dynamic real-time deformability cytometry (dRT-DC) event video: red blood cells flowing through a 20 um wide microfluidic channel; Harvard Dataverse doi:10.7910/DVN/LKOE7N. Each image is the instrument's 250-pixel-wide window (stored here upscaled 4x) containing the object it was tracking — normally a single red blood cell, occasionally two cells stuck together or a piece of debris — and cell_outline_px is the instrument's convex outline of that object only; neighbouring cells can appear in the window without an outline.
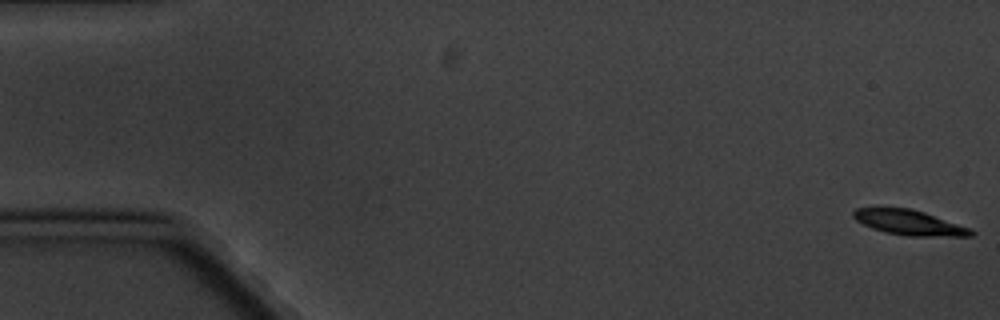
{"species": "common noctule bat (a hibernating species)", "species_latin": "Nyctalus noctula", "temperature_condition": "cold", "stored_images_in_passage": 9, "camera_frame_rate_fps": 3000, "um_per_image_px": 0.085, "animal": {"sex": "male", "body_mass_g": 20.1, "forearm_length_mm": 53.5}, "frame": {"image": 1, "passage_image": 1, "time_ms": 0.0, "image_size_px": [1000, 320], "cell_outline_px": [[976, 232], [972, 236], [908, 236], [884, 232], [872, 228], [856, 220], [852, 216], [852, 212], [856, 208], [912, 208], [972, 228]], "centroid_in_image_um": [77.32, 18.92], "position_along_channel_um": 7.7, "area_um2": 17.22}}
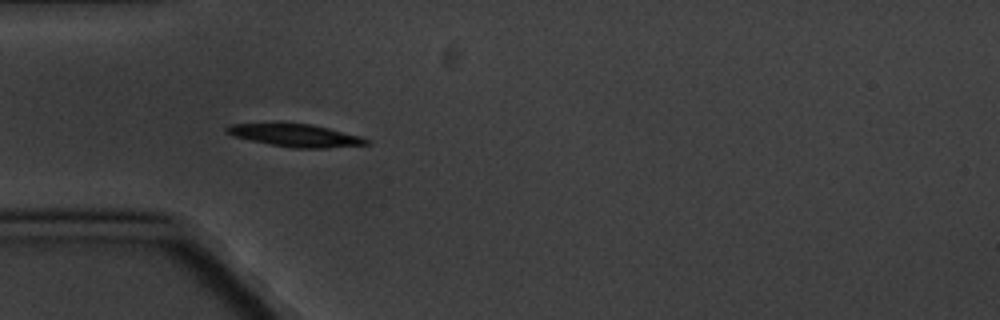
{"frame": {"image": 2, "passage_image": 6, "time_ms": 5.667, "image_size_px": [1000, 320], "cell_outline_px": [[372, 144], [328, 148], [292, 148], [232, 136], [224, 132], [224, 128], [232, 124], [308, 124], [328, 128], [360, 136], [368, 140]], "centroid_in_image_um": [25.14, 11.52], "position_along_channel_um": 59.9, "area_um2": 18.03}}